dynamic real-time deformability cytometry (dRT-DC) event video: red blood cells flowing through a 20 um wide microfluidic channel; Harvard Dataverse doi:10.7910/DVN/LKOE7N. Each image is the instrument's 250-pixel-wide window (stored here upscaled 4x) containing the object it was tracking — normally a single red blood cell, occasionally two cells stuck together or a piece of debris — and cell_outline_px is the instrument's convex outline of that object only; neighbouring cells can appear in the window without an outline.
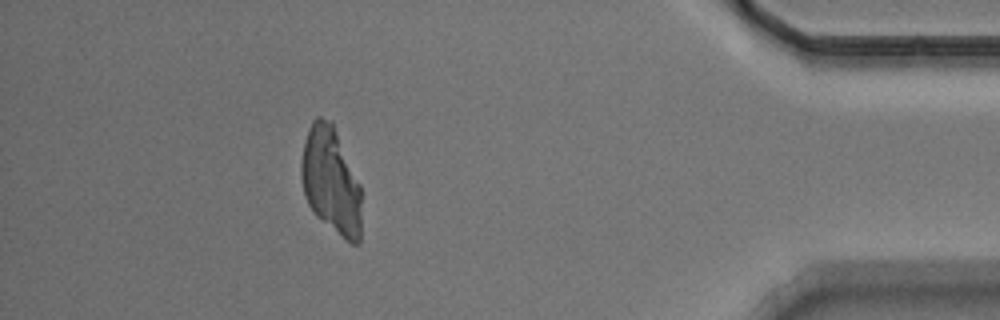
{"species": "Egyptian fruit bat (a non-hibernating species)", "species_latin": "Rousettus aegyptiacus", "temperature_condition": "warm", "stored_images_in_passage": 38, "camera_frame_rate_fps": 3000, "um_per_image_px": 0.085, "animal": {"sex": "male"}, "frame": {"image": 1, "passage_image": 33, "time_ms": 10.667, "image_size_px": [1000, 320], "cell_outline_px": [[360, 244], [352, 244], [344, 240], [316, 216], [312, 212], [304, 196], [300, 176], [300, 164], [304, 140], [308, 128], [312, 120], [316, 116], [320, 116], [332, 120], [360, 184]], "centroid_in_image_um": [28.1, 15.34], "position_along_channel_um": 407.1, "area_um2": 37.97}}